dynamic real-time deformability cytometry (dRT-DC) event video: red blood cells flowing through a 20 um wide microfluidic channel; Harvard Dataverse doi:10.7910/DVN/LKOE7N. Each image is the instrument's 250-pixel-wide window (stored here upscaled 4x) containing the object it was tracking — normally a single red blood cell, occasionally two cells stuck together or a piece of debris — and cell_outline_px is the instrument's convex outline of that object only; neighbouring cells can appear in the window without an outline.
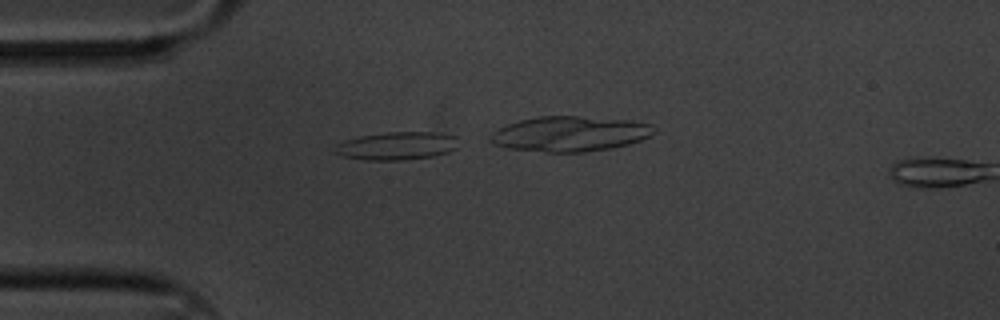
{"species": "common noctule bat (a hibernating species)", "species_latin": "Nyctalus noctula", "temperature_condition": "cold", "stored_images_in_passage": 5, "camera_frame_rate_fps": 3000, "um_per_image_px": 0.085, "animal": {"sex": "male", "body_mass_g": 20.1, "forearm_length_mm": 53.5}, "frame": {"image": 1, "passage_image": 4, "time_ms": 1.0, "image_size_px": [1000, 320], "cell_outline_px": [[456, 148], [448, 152], [432, 156], [400, 160], [364, 160], [340, 156], [332, 152], [332, 148], [336, 144], [344, 140], [360, 136], [388, 132], [436, 132], [456, 136]], "centroid_in_image_um": [33.64, 12.4], "position_along_channel_um": 51.4, "area_um2": 20.29}}